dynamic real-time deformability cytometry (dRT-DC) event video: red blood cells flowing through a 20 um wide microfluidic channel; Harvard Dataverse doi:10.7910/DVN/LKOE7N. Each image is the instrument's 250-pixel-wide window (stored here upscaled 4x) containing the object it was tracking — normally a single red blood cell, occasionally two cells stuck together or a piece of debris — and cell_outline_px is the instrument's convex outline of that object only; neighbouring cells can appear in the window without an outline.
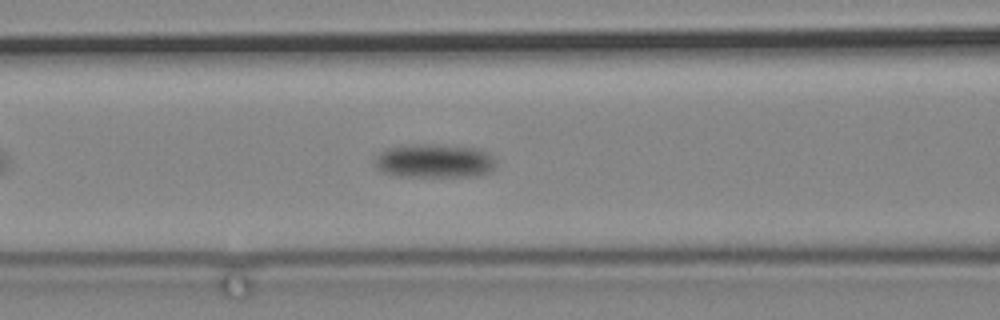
{"species": "common noctule bat (a hibernating species)", "species_latin": "Nyctalus noctula", "temperature_condition": "cold", "stored_images_in_passage": 49, "camera_frame_rate_fps": 3000, "um_per_image_px": 0.085, "animal": {"sex": "male", "body_mass_g": 19.2, "forearm_length_mm": 51.8}, "frame": {"image": 1, "passage_image": 14, "time_ms": 4.333, "image_size_px": [1000, 320], "cell_outline_px": [[496, 168], [492, 172], [484, 176], [400, 176], [380, 172], [372, 164], [372, 160], [380, 152], [388, 148], [404, 144], [436, 144], [476, 148], [488, 152], [496, 160]], "centroid_in_image_um": [36.92, 13.68], "position_along_channel_um": 129.7, "area_um2": 24.57}}
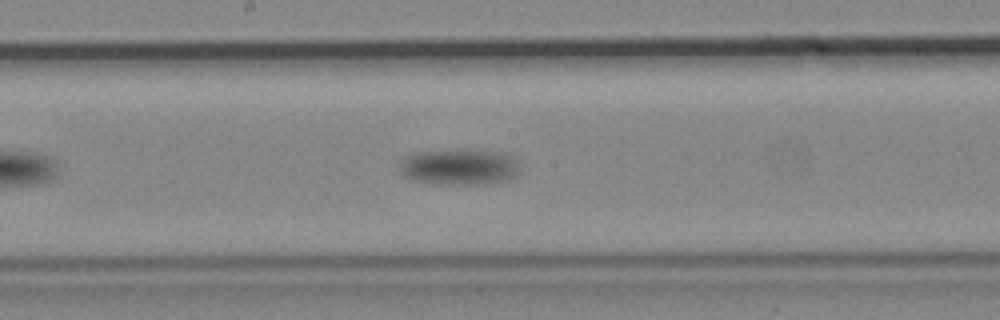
{"frame": {"image": 2, "passage_image": 23, "time_ms": 7.333, "image_size_px": [1000, 320], "cell_outline_px": [[516, 176], [508, 180], [484, 184], [432, 184], [412, 180], [404, 176], [400, 172], [400, 164], [408, 156], [420, 152], [496, 152], [508, 156], [516, 164]], "centroid_in_image_um": [38.97, 14.26], "position_along_channel_um": 209.2, "area_um2": 23.93}}
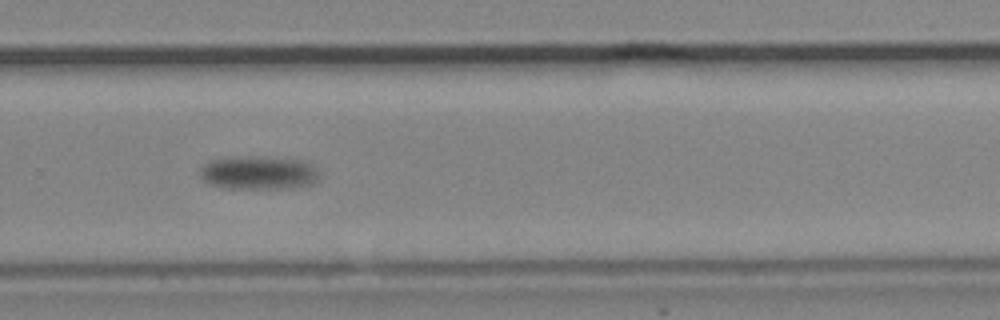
{"frame": {"image": 3, "passage_image": 34, "time_ms": 11.0, "image_size_px": [1000, 320], "cell_outline_px": [[320, 176], [312, 184], [292, 188], [228, 188], [212, 184], [204, 180], [200, 176], [200, 168], [208, 160], [236, 156], [268, 156], [300, 160], [312, 164], [320, 172]], "centroid_in_image_um": [22.0, 14.66], "position_along_channel_um": 307.8, "area_um2": 23.58}}